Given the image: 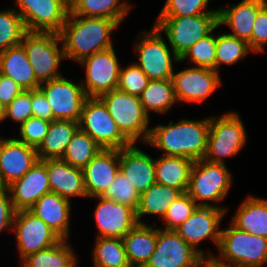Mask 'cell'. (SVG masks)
Wrapping results in <instances>:
<instances>
[{
  "instance_id": "cell-1",
  "label": "cell",
  "mask_w": 267,
  "mask_h": 267,
  "mask_svg": "<svg viewBox=\"0 0 267 267\" xmlns=\"http://www.w3.org/2000/svg\"><path fill=\"white\" fill-rule=\"evenodd\" d=\"M210 117L201 120L180 119L177 123L151 127L146 144L162 150V155L180 156L193 161L204 159L207 151Z\"/></svg>"
},
{
  "instance_id": "cell-2",
  "label": "cell",
  "mask_w": 267,
  "mask_h": 267,
  "mask_svg": "<svg viewBox=\"0 0 267 267\" xmlns=\"http://www.w3.org/2000/svg\"><path fill=\"white\" fill-rule=\"evenodd\" d=\"M119 25L113 19L77 16L69 12L59 33L65 58L80 62L96 52L113 47L111 34Z\"/></svg>"
},
{
  "instance_id": "cell-3",
  "label": "cell",
  "mask_w": 267,
  "mask_h": 267,
  "mask_svg": "<svg viewBox=\"0 0 267 267\" xmlns=\"http://www.w3.org/2000/svg\"><path fill=\"white\" fill-rule=\"evenodd\" d=\"M121 133L133 144L147 143L151 117L145 112L140 98L115 89L99 96ZM140 139V140H139Z\"/></svg>"
},
{
  "instance_id": "cell-4",
  "label": "cell",
  "mask_w": 267,
  "mask_h": 267,
  "mask_svg": "<svg viewBox=\"0 0 267 267\" xmlns=\"http://www.w3.org/2000/svg\"><path fill=\"white\" fill-rule=\"evenodd\" d=\"M245 125L238 112L210 116L207 151L204 160L225 164V158L236 156L247 143Z\"/></svg>"
},
{
  "instance_id": "cell-5",
  "label": "cell",
  "mask_w": 267,
  "mask_h": 267,
  "mask_svg": "<svg viewBox=\"0 0 267 267\" xmlns=\"http://www.w3.org/2000/svg\"><path fill=\"white\" fill-rule=\"evenodd\" d=\"M153 25L165 34L170 48L181 58L197 41L219 27L218 13L182 17H157Z\"/></svg>"
},
{
  "instance_id": "cell-6",
  "label": "cell",
  "mask_w": 267,
  "mask_h": 267,
  "mask_svg": "<svg viewBox=\"0 0 267 267\" xmlns=\"http://www.w3.org/2000/svg\"><path fill=\"white\" fill-rule=\"evenodd\" d=\"M221 231L219 261L239 267H263L267 263V239L241 231L231 223ZM219 256V257H218Z\"/></svg>"
},
{
  "instance_id": "cell-7",
  "label": "cell",
  "mask_w": 267,
  "mask_h": 267,
  "mask_svg": "<svg viewBox=\"0 0 267 267\" xmlns=\"http://www.w3.org/2000/svg\"><path fill=\"white\" fill-rule=\"evenodd\" d=\"M21 45L40 83L63 76L60 63L65 58L60 35L55 32H26Z\"/></svg>"
},
{
  "instance_id": "cell-8",
  "label": "cell",
  "mask_w": 267,
  "mask_h": 267,
  "mask_svg": "<svg viewBox=\"0 0 267 267\" xmlns=\"http://www.w3.org/2000/svg\"><path fill=\"white\" fill-rule=\"evenodd\" d=\"M231 184L232 176L226 164L210 163L201 159L194 161L192 165L186 193L198 206L216 207L213 203L227 197Z\"/></svg>"
},
{
  "instance_id": "cell-9",
  "label": "cell",
  "mask_w": 267,
  "mask_h": 267,
  "mask_svg": "<svg viewBox=\"0 0 267 267\" xmlns=\"http://www.w3.org/2000/svg\"><path fill=\"white\" fill-rule=\"evenodd\" d=\"M134 46L139 60L136 64L149 80L172 78L173 63H180V58L172 49L170 50L165 38L155 25L152 30L141 32Z\"/></svg>"
},
{
  "instance_id": "cell-10",
  "label": "cell",
  "mask_w": 267,
  "mask_h": 267,
  "mask_svg": "<svg viewBox=\"0 0 267 267\" xmlns=\"http://www.w3.org/2000/svg\"><path fill=\"white\" fill-rule=\"evenodd\" d=\"M79 128L102 149H122L132 143L121 133L99 97H87L79 120Z\"/></svg>"
},
{
  "instance_id": "cell-11",
  "label": "cell",
  "mask_w": 267,
  "mask_h": 267,
  "mask_svg": "<svg viewBox=\"0 0 267 267\" xmlns=\"http://www.w3.org/2000/svg\"><path fill=\"white\" fill-rule=\"evenodd\" d=\"M14 230V231H13ZM20 259L57 244L62 238L29 209L17 210L12 222Z\"/></svg>"
},
{
  "instance_id": "cell-12",
  "label": "cell",
  "mask_w": 267,
  "mask_h": 267,
  "mask_svg": "<svg viewBox=\"0 0 267 267\" xmlns=\"http://www.w3.org/2000/svg\"><path fill=\"white\" fill-rule=\"evenodd\" d=\"M79 64L86 71V78L80 82L87 97H99L117 89L121 66L114 46L86 57Z\"/></svg>"
},
{
  "instance_id": "cell-13",
  "label": "cell",
  "mask_w": 267,
  "mask_h": 267,
  "mask_svg": "<svg viewBox=\"0 0 267 267\" xmlns=\"http://www.w3.org/2000/svg\"><path fill=\"white\" fill-rule=\"evenodd\" d=\"M28 32L60 33L70 12L63 0H15Z\"/></svg>"
},
{
  "instance_id": "cell-14",
  "label": "cell",
  "mask_w": 267,
  "mask_h": 267,
  "mask_svg": "<svg viewBox=\"0 0 267 267\" xmlns=\"http://www.w3.org/2000/svg\"><path fill=\"white\" fill-rule=\"evenodd\" d=\"M73 81L62 76L40 84L39 89L51 106L53 120L79 122L87 95L82 83Z\"/></svg>"
},
{
  "instance_id": "cell-15",
  "label": "cell",
  "mask_w": 267,
  "mask_h": 267,
  "mask_svg": "<svg viewBox=\"0 0 267 267\" xmlns=\"http://www.w3.org/2000/svg\"><path fill=\"white\" fill-rule=\"evenodd\" d=\"M228 207L222 206H198L193 214L175 231L202 256H214L212 253H204L198 246L203 240H212L214 245H219L221 231L220 223L227 213Z\"/></svg>"
},
{
  "instance_id": "cell-16",
  "label": "cell",
  "mask_w": 267,
  "mask_h": 267,
  "mask_svg": "<svg viewBox=\"0 0 267 267\" xmlns=\"http://www.w3.org/2000/svg\"><path fill=\"white\" fill-rule=\"evenodd\" d=\"M201 258L175 230L157 228L155 250L144 267H198Z\"/></svg>"
},
{
  "instance_id": "cell-17",
  "label": "cell",
  "mask_w": 267,
  "mask_h": 267,
  "mask_svg": "<svg viewBox=\"0 0 267 267\" xmlns=\"http://www.w3.org/2000/svg\"><path fill=\"white\" fill-rule=\"evenodd\" d=\"M177 102H204L222 85L220 74L214 69L188 67L174 72L171 78Z\"/></svg>"
},
{
  "instance_id": "cell-18",
  "label": "cell",
  "mask_w": 267,
  "mask_h": 267,
  "mask_svg": "<svg viewBox=\"0 0 267 267\" xmlns=\"http://www.w3.org/2000/svg\"><path fill=\"white\" fill-rule=\"evenodd\" d=\"M98 199L94 210V218L97 226L96 238H123L139 222L136 210L122 205L114 200L103 198Z\"/></svg>"
},
{
  "instance_id": "cell-19",
  "label": "cell",
  "mask_w": 267,
  "mask_h": 267,
  "mask_svg": "<svg viewBox=\"0 0 267 267\" xmlns=\"http://www.w3.org/2000/svg\"><path fill=\"white\" fill-rule=\"evenodd\" d=\"M120 150H101L83 169L87 196L91 198L104 194L119 172Z\"/></svg>"
},
{
  "instance_id": "cell-20",
  "label": "cell",
  "mask_w": 267,
  "mask_h": 267,
  "mask_svg": "<svg viewBox=\"0 0 267 267\" xmlns=\"http://www.w3.org/2000/svg\"><path fill=\"white\" fill-rule=\"evenodd\" d=\"M39 161L36 148L15 138L4 145L0 160V187H8L22 178Z\"/></svg>"
},
{
  "instance_id": "cell-21",
  "label": "cell",
  "mask_w": 267,
  "mask_h": 267,
  "mask_svg": "<svg viewBox=\"0 0 267 267\" xmlns=\"http://www.w3.org/2000/svg\"><path fill=\"white\" fill-rule=\"evenodd\" d=\"M14 209L32 207L42 195L51 192L45 160H39L22 178L8 186Z\"/></svg>"
},
{
  "instance_id": "cell-22",
  "label": "cell",
  "mask_w": 267,
  "mask_h": 267,
  "mask_svg": "<svg viewBox=\"0 0 267 267\" xmlns=\"http://www.w3.org/2000/svg\"><path fill=\"white\" fill-rule=\"evenodd\" d=\"M119 171L140 194L156 183L155 159L131 144L120 149Z\"/></svg>"
},
{
  "instance_id": "cell-23",
  "label": "cell",
  "mask_w": 267,
  "mask_h": 267,
  "mask_svg": "<svg viewBox=\"0 0 267 267\" xmlns=\"http://www.w3.org/2000/svg\"><path fill=\"white\" fill-rule=\"evenodd\" d=\"M51 192L71 201L72 197H88L83 171L62 159L45 160Z\"/></svg>"
},
{
  "instance_id": "cell-24",
  "label": "cell",
  "mask_w": 267,
  "mask_h": 267,
  "mask_svg": "<svg viewBox=\"0 0 267 267\" xmlns=\"http://www.w3.org/2000/svg\"><path fill=\"white\" fill-rule=\"evenodd\" d=\"M266 4L267 0H241L231 7H219L218 25H227L232 29L229 34L248 43L256 16Z\"/></svg>"
},
{
  "instance_id": "cell-25",
  "label": "cell",
  "mask_w": 267,
  "mask_h": 267,
  "mask_svg": "<svg viewBox=\"0 0 267 267\" xmlns=\"http://www.w3.org/2000/svg\"><path fill=\"white\" fill-rule=\"evenodd\" d=\"M71 201L60 195L49 192L29 208L37 217L42 219L62 239L70 237Z\"/></svg>"
},
{
  "instance_id": "cell-26",
  "label": "cell",
  "mask_w": 267,
  "mask_h": 267,
  "mask_svg": "<svg viewBox=\"0 0 267 267\" xmlns=\"http://www.w3.org/2000/svg\"><path fill=\"white\" fill-rule=\"evenodd\" d=\"M0 74L11 78L23 91L39 89L41 84L21 44L1 52Z\"/></svg>"
},
{
  "instance_id": "cell-27",
  "label": "cell",
  "mask_w": 267,
  "mask_h": 267,
  "mask_svg": "<svg viewBox=\"0 0 267 267\" xmlns=\"http://www.w3.org/2000/svg\"><path fill=\"white\" fill-rule=\"evenodd\" d=\"M128 263L131 267H144L154 253L157 227L138 223L123 238Z\"/></svg>"
},
{
  "instance_id": "cell-28",
  "label": "cell",
  "mask_w": 267,
  "mask_h": 267,
  "mask_svg": "<svg viewBox=\"0 0 267 267\" xmlns=\"http://www.w3.org/2000/svg\"><path fill=\"white\" fill-rule=\"evenodd\" d=\"M238 206L231 224L241 231L267 239V199L249 195Z\"/></svg>"
},
{
  "instance_id": "cell-29",
  "label": "cell",
  "mask_w": 267,
  "mask_h": 267,
  "mask_svg": "<svg viewBox=\"0 0 267 267\" xmlns=\"http://www.w3.org/2000/svg\"><path fill=\"white\" fill-rule=\"evenodd\" d=\"M194 161L180 156L161 155L155 159L156 183L187 192Z\"/></svg>"
},
{
  "instance_id": "cell-30",
  "label": "cell",
  "mask_w": 267,
  "mask_h": 267,
  "mask_svg": "<svg viewBox=\"0 0 267 267\" xmlns=\"http://www.w3.org/2000/svg\"><path fill=\"white\" fill-rule=\"evenodd\" d=\"M78 128L79 122L71 120L51 121L48 133L36 149L39 160L61 159Z\"/></svg>"
},
{
  "instance_id": "cell-31",
  "label": "cell",
  "mask_w": 267,
  "mask_h": 267,
  "mask_svg": "<svg viewBox=\"0 0 267 267\" xmlns=\"http://www.w3.org/2000/svg\"><path fill=\"white\" fill-rule=\"evenodd\" d=\"M182 194L181 190L174 187L154 183L140 194V203L136 210L138 222L146 224L141 220L145 215H158L163 218L170 205Z\"/></svg>"
},
{
  "instance_id": "cell-32",
  "label": "cell",
  "mask_w": 267,
  "mask_h": 267,
  "mask_svg": "<svg viewBox=\"0 0 267 267\" xmlns=\"http://www.w3.org/2000/svg\"><path fill=\"white\" fill-rule=\"evenodd\" d=\"M131 8L123 0H73L70 13L84 17L109 18L121 24Z\"/></svg>"
},
{
  "instance_id": "cell-33",
  "label": "cell",
  "mask_w": 267,
  "mask_h": 267,
  "mask_svg": "<svg viewBox=\"0 0 267 267\" xmlns=\"http://www.w3.org/2000/svg\"><path fill=\"white\" fill-rule=\"evenodd\" d=\"M66 239L57 244L30 254L21 260V267H79L77 255Z\"/></svg>"
},
{
  "instance_id": "cell-34",
  "label": "cell",
  "mask_w": 267,
  "mask_h": 267,
  "mask_svg": "<svg viewBox=\"0 0 267 267\" xmlns=\"http://www.w3.org/2000/svg\"><path fill=\"white\" fill-rule=\"evenodd\" d=\"M140 102L145 112L150 111L165 114L177 102L173 82L171 79L149 80L147 87L142 91Z\"/></svg>"
},
{
  "instance_id": "cell-35",
  "label": "cell",
  "mask_w": 267,
  "mask_h": 267,
  "mask_svg": "<svg viewBox=\"0 0 267 267\" xmlns=\"http://www.w3.org/2000/svg\"><path fill=\"white\" fill-rule=\"evenodd\" d=\"M92 249L93 267H131L121 238H96Z\"/></svg>"
},
{
  "instance_id": "cell-36",
  "label": "cell",
  "mask_w": 267,
  "mask_h": 267,
  "mask_svg": "<svg viewBox=\"0 0 267 267\" xmlns=\"http://www.w3.org/2000/svg\"><path fill=\"white\" fill-rule=\"evenodd\" d=\"M101 150L86 132L78 128L61 159L73 167L83 169Z\"/></svg>"
},
{
  "instance_id": "cell-37",
  "label": "cell",
  "mask_w": 267,
  "mask_h": 267,
  "mask_svg": "<svg viewBox=\"0 0 267 267\" xmlns=\"http://www.w3.org/2000/svg\"><path fill=\"white\" fill-rule=\"evenodd\" d=\"M252 52L245 40L239 39L227 32L216 35L215 71L219 73L223 64L233 65Z\"/></svg>"
},
{
  "instance_id": "cell-38",
  "label": "cell",
  "mask_w": 267,
  "mask_h": 267,
  "mask_svg": "<svg viewBox=\"0 0 267 267\" xmlns=\"http://www.w3.org/2000/svg\"><path fill=\"white\" fill-rule=\"evenodd\" d=\"M26 32L22 16L15 9L0 11V52L20 45Z\"/></svg>"
},
{
  "instance_id": "cell-39",
  "label": "cell",
  "mask_w": 267,
  "mask_h": 267,
  "mask_svg": "<svg viewBox=\"0 0 267 267\" xmlns=\"http://www.w3.org/2000/svg\"><path fill=\"white\" fill-rule=\"evenodd\" d=\"M214 31L215 29L191 46L180 58V63L188 59L195 64L192 67L215 70L216 35L212 34Z\"/></svg>"
},
{
  "instance_id": "cell-40",
  "label": "cell",
  "mask_w": 267,
  "mask_h": 267,
  "mask_svg": "<svg viewBox=\"0 0 267 267\" xmlns=\"http://www.w3.org/2000/svg\"><path fill=\"white\" fill-rule=\"evenodd\" d=\"M101 197L114 200L134 210L138 209L140 203V193L120 171Z\"/></svg>"
},
{
  "instance_id": "cell-41",
  "label": "cell",
  "mask_w": 267,
  "mask_h": 267,
  "mask_svg": "<svg viewBox=\"0 0 267 267\" xmlns=\"http://www.w3.org/2000/svg\"><path fill=\"white\" fill-rule=\"evenodd\" d=\"M210 0H166L157 17H182L206 13H218V9L207 10Z\"/></svg>"
},
{
  "instance_id": "cell-42",
  "label": "cell",
  "mask_w": 267,
  "mask_h": 267,
  "mask_svg": "<svg viewBox=\"0 0 267 267\" xmlns=\"http://www.w3.org/2000/svg\"><path fill=\"white\" fill-rule=\"evenodd\" d=\"M197 207L196 202L187 193H183L170 205L163 216L165 225L163 229L175 230L193 214Z\"/></svg>"
},
{
  "instance_id": "cell-43",
  "label": "cell",
  "mask_w": 267,
  "mask_h": 267,
  "mask_svg": "<svg viewBox=\"0 0 267 267\" xmlns=\"http://www.w3.org/2000/svg\"><path fill=\"white\" fill-rule=\"evenodd\" d=\"M148 81L149 78L134 62L125 68L121 67L117 89L132 96L140 97L142 91L147 87Z\"/></svg>"
},
{
  "instance_id": "cell-44",
  "label": "cell",
  "mask_w": 267,
  "mask_h": 267,
  "mask_svg": "<svg viewBox=\"0 0 267 267\" xmlns=\"http://www.w3.org/2000/svg\"><path fill=\"white\" fill-rule=\"evenodd\" d=\"M50 123V121L32 116L19 126L20 137L18 138L17 135L16 139L37 149L48 133Z\"/></svg>"
},
{
  "instance_id": "cell-45",
  "label": "cell",
  "mask_w": 267,
  "mask_h": 267,
  "mask_svg": "<svg viewBox=\"0 0 267 267\" xmlns=\"http://www.w3.org/2000/svg\"><path fill=\"white\" fill-rule=\"evenodd\" d=\"M32 116L31 90L22 91L5 109H3V120L10 118L20 123V126Z\"/></svg>"
},
{
  "instance_id": "cell-46",
  "label": "cell",
  "mask_w": 267,
  "mask_h": 267,
  "mask_svg": "<svg viewBox=\"0 0 267 267\" xmlns=\"http://www.w3.org/2000/svg\"><path fill=\"white\" fill-rule=\"evenodd\" d=\"M267 44V4L258 12L253 23L251 40L248 45L252 52H264Z\"/></svg>"
},
{
  "instance_id": "cell-47",
  "label": "cell",
  "mask_w": 267,
  "mask_h": 267,
  "mask_svg": "<svg viewBox=\"0 0 267 267\" xmlns=\"http://www.w3.org/2000/svg\"><path fill=\"white\" fill-rule=\"evenodd\" d=\"M15 212L8 187H0V233L12 229Z\"/></svg>"
},
{
  "instance_id": "cell-48",
  "label": "cell",
  "mask_w": 267,
  "mask_h": 267,
  "mask_svg": "<svg viewBox=\"0 0 267 267\" xmlns=\"http://www.w3.org/2000/svg\"><path fill=\"white\" fill-rule=\"evenodd\" d=\"M31 102L33 117L53 121L51 106L40 89L31 90Z\"/></svg>"
},
{
  "instance_id": "cell-49",
  "label": "cell",
  "mask_w": 267,
  "mask_h": 267,
  "mask_svg": "<svg viewBox=\"0 0 267 267\" xmlns=\"http://www.w3.org/2000/svg\"><path fill=\"white\" fill-rule=\"evenodd\" d=\"M23 90L11 78L0 74V107L5 109Z\"/></svg>"
},
{
  "instance_id": "cell-50",
  "label": "cell",
  "mask_w": 267,
  "mask_h": 267,
  "mask_svg": "<svg viewBox=\"0 0 267 267\" xmlns=\"http://www.w3.org/2000/svg\"><path fill=\"white\" fill-rule=\"evenodd\" d=\"M198 267H239L219 261L215 256H202Z\"/></svg>"
},
{
  "instance_id": "cell-51",
  "label": "cell",
  "mask_w": 267,
  "mask_h": 267,
  "mask_svg": "<svg viewBox=\"0 0 267 267\" xmlns=\"http://www.w3.org/2000/svg\"><path fill=\"white\" fill-rule=\"evenodd\" d=\"M9 138H2V136L0 137V160H1V155H2V151L5 145V142L8 140Z\"/></svg>"
},
{
  "instance_id": "cell-52",
  "label": "cell",
  "mask_w": 267,
  "mask_h": 267,
  "mask_svg": "<svg viewBox=\"0 0 267 267\" xmlns=\"http://www.w3.org/2000/svg\"><path fill=\"white\" fill-rule=\"evenodd\" d=\"M1 121H4V120H3V109L0 107V123Z\"/></svg>"
},
{
  "instance_id": "cell-53",
  "label": "cell",
  "mask_w": 267,
  "mask_h": 267,
  "mask_svg": "<svg viewBox=\"0 0 267 267\" xmlns=\"http://www.w3.org/2000/svg\"><path fill=\"white\" fill-rule=\"evenodd\" d=\"M65 1L69 6L72 4L73 0H63Z\"/></svg>"
}]
</instances>
